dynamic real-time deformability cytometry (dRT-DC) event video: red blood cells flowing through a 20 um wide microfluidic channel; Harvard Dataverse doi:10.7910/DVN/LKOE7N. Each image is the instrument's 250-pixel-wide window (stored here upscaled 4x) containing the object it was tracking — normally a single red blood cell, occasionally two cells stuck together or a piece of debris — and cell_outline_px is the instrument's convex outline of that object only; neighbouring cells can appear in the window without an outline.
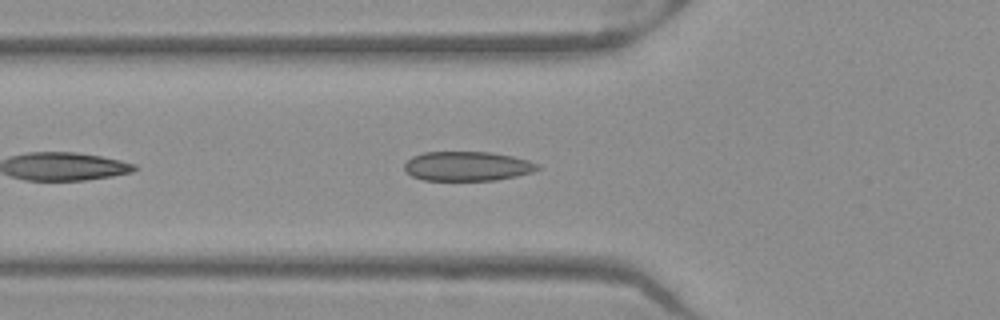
{"species": "Egyptian fruit bat (a non-hibernating species)", "species_latin": "Rousettus aegyptiacus", "temperature_condition": "warm", "stored_images_in_passage": 24, "camera_frame_rate_fps": 3000, "um_per_image_px": 0.085, "frame": {"image": 1, "passage_image": 5, "time_ms": 1.333, "image_size_px": [1000, 320], "cell_outline_px": [[540, 168], [532, 172], [516, 176], [496, 180], [424, 180], [412, 176], [404, 168], [404, 164], [412, 156], [424, 152], [492, 152], [512, 156], [528, 160], [540, 164]], "centroid_in_image_um": [39.74, 14.12], "position_along_channel_um": 86.1, "area_um2": 22.83}}
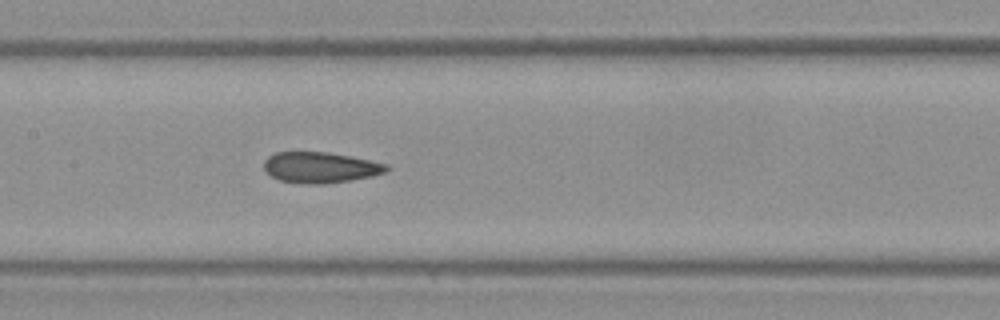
{"frame": {"image": 2, "passage_image": 12, "time_ms": 3.667, "image_size_px": [1000, 320], "cell_outline_px": [[392, 168], [388, 172], [372, 176], [324, 184], [304, 184], [280, 180], [264, 172], [264, 160], [268, 156], [276, 152], [328, 152], [388, 164]], "centroid_in_image_um": [27.23, 14.23], "position_along_channel_um": 180.2, "area_um2": 22.08}}
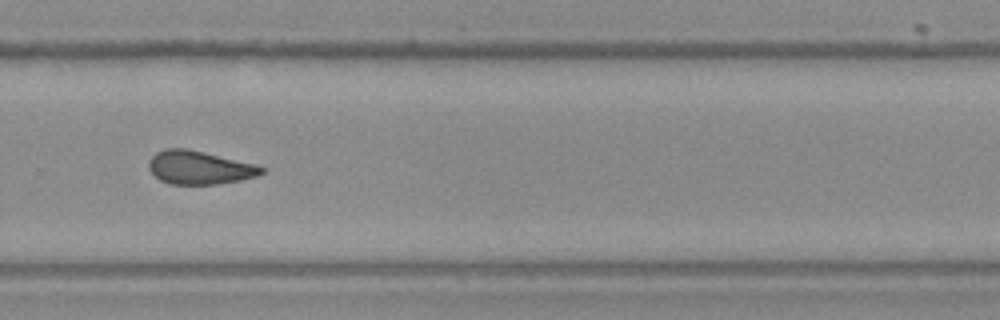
{"frame": {"image": 3, "passage_image": 22, "time_ms": 7.0, "image_size_px": [1000, 320], "cell_outline_px": [[268, 168], [264, 172], [256, 176], [240, 180], [216, 184], [168, 184], [160, 180], [148, 168], [148, 160], [156, 152], [164, 148], [184, 148], [204, 152], [256, 164]], "centroid_in_image_um": [16.95, 14.24], "position_along_channel_um": 312.8, "area_um2": 22.02}}